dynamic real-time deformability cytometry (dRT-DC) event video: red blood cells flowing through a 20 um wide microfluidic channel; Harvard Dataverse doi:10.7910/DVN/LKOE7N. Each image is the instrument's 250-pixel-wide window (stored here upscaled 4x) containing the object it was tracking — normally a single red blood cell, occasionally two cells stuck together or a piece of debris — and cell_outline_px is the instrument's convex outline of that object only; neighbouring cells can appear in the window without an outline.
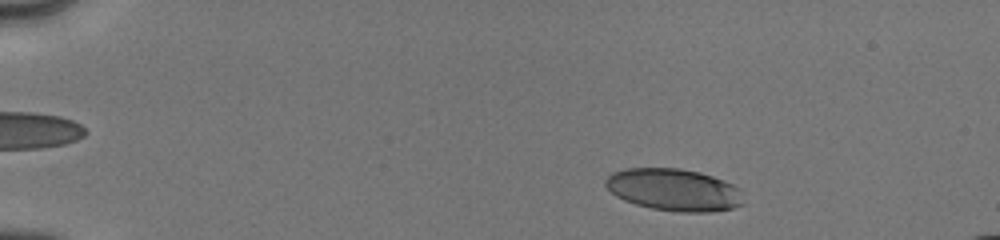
{"species": "human", "species_latin": "Homo sapiens", "temperature_condition": "cold", "stored_images_in_passage": 41, "camera_frame_rate_fps": 3000, "um_per_image_px": 0.085, "donor": {"sex": "male"}, "frame": {"image": 1, "passage_image": 5, "time_ms": 1.333, "image_size_px": [1000, 240], "cell_outline_px": [[744, 204], [732, 208], [712, 212], [680, 212], [652, 208], [636, 204], [624, 200], [616, 196], [604, 184], [604, 180], [612, 172], [624, 168], [680, 168], [700, 172], [724, 180], [740, 188]], "centroid_in_image_um": [57.29, 16.12], "position_along_channel_um": 27.7, "area_um2": 34.04}}
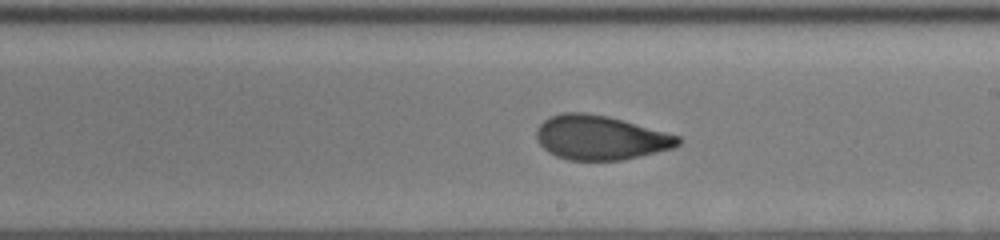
{"frame": {"image": 2, "passage_image": 23, "time_ms": 9.0, "image_size_px": [1000, 240], "cell_outline_px": [[680, 144], [672, 148], [624, 160], [568, 160], [556, 156], [548, 152], [536, 140], [536, 128], [544, 120], [560, 112], [584, 112], [608, 116], [680, 136]], "centroid_in_image_um": [51.0, 11.7], "position_along_channel_um": 238.0, "area_um2": 36.53}}
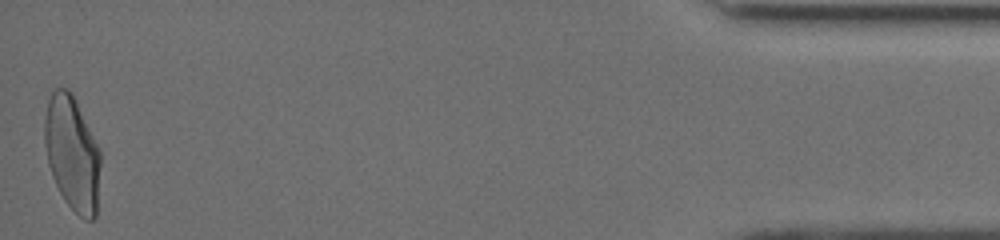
{"frame": {"image": 3, "passage_image": 41, "time_ms": 15.667, "image_size_px": [1000, 240], "cell_outline_px": [[100, 164], [96, 216], [92, 220], [84, 220], [64, 200], [52, 176], [48, 164], [44, 144], [44, 120], [48, 100], [52, 92], [56, 88], [68, 88], [72, 92], [100, 148]], "centroid_in_image_um": [6.13, 13.01], "position_along_channel_um": 429.1, "area_um2": 37.45}, "authors_computed_cell_mechanics": {"area_um2": 36.0094, "velocity_mm_per_s": 4.0156, "shape_relaxation_time_tau1_ms": 3.7216, "shape_relaxation_time_tau2_ms": 1.0901, "deformation_change_tau1": 0.1575, "deformation_change_tau2": 0.0691}}